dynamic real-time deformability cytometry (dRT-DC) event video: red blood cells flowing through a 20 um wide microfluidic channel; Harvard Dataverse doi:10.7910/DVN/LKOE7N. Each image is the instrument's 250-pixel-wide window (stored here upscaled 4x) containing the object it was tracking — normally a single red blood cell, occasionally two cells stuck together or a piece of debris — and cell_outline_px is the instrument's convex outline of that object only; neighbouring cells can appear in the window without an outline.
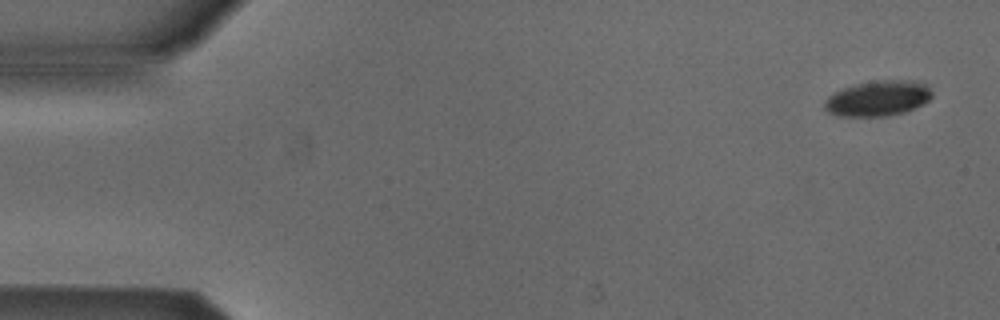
{"species": "Egyptian fruit bat (a non-hibernating species)", "species_latin": "Rousettus aegyptiacus", "temperature_condition": "cold", "stored_images_in_passage": 6, "camera_frame_rate_fps": 3000, "um_per_image_px": 0.085, "animal": {"sex": "male"}, "frame": {"image": 1, "passage_image": 1, "time_ms": 0.0, "image_size_px": [1000, 320], "cell_outline_px": [[932, 96], [924, 104], [904, 112], [888, 116], [836, 116], [828, 112], [824, 108], [824, 100], [828, 96], [844, 88], [856, 84], [876, 80], [916, 80], [928, 84], [932, 92]], "centroid_in_image_um": [74.65, 8.35], "position_along_channel_um": 10.3, "area_um2": 22.37}}
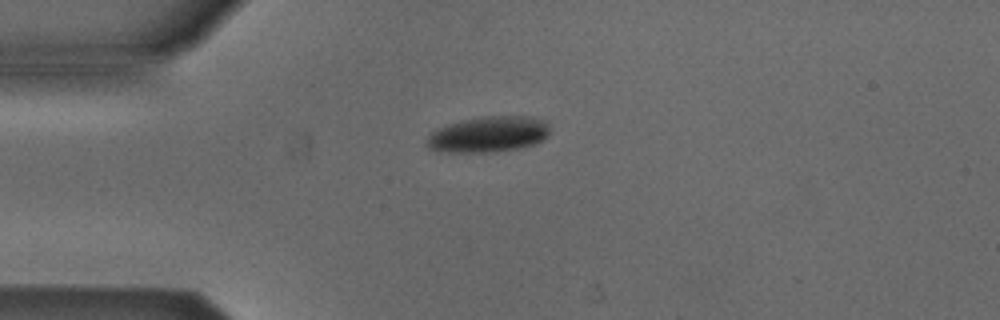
{"frame": {"image": 2, "passage_image": 4, "time_ms": 1.0, "image_size_px": [1000, 320], "cell_outline_px": [[548, 136], [544, 140], [536, 144], [520, 148], [496, 152], [448, 152], [428, 148], [424, 144], [428, 136], [432, 132], [448, 124], [460, 120], [484, 116], [532, 116], [544, 120], [548, 124]], "centroid_in_image_um": [41.54, 11.42], "position_along_channel_um": 43.5, "area_um2": 25.95}}